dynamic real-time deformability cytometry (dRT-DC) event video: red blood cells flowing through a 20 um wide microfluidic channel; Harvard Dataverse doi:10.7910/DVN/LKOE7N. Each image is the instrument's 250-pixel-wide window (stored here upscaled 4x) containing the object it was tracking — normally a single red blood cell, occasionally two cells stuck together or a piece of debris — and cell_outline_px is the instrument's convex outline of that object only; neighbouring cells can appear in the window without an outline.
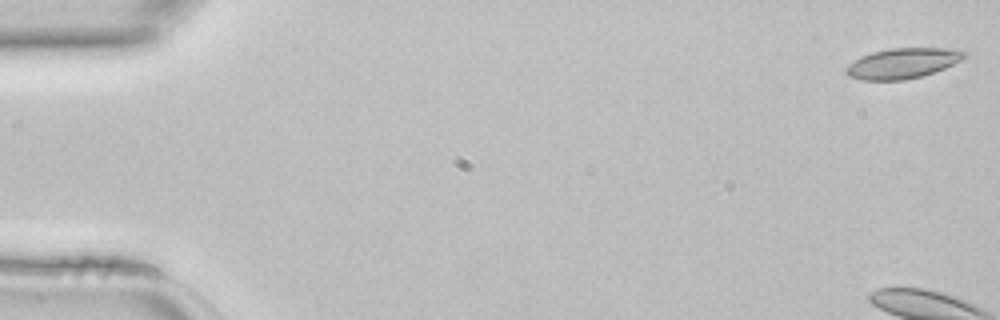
{"species": "common noctule bat (a hibernating species)", "species_latin": "Nyctalus noctula", "temperature_condition": "room temperature", "stored_images_in_passage": 46, "camera_frame_rate_fps": 3000, "um_per_image_px": 0.085, "animal": {"sex": "female", "body_mass_g": 22.7, "forearm_length_mm": 54.2}, "frame": {"image": 1, "passage_image": 1, "time_ms": 0.0, "image_size_px": [1000, 320], "cell_outline_px": [[968, 56], [944, 68], [920, 76], [904, 80], [860, 80], [848, 76], [844, 72], [844, 68], [848, 64], [872, 52], [888, 48], [948, 48], [968, 52]], "centroid_in_image_um": [76.7, 5.38], "position_along_channel_um": 8.3, "area_um2": 20.81}}